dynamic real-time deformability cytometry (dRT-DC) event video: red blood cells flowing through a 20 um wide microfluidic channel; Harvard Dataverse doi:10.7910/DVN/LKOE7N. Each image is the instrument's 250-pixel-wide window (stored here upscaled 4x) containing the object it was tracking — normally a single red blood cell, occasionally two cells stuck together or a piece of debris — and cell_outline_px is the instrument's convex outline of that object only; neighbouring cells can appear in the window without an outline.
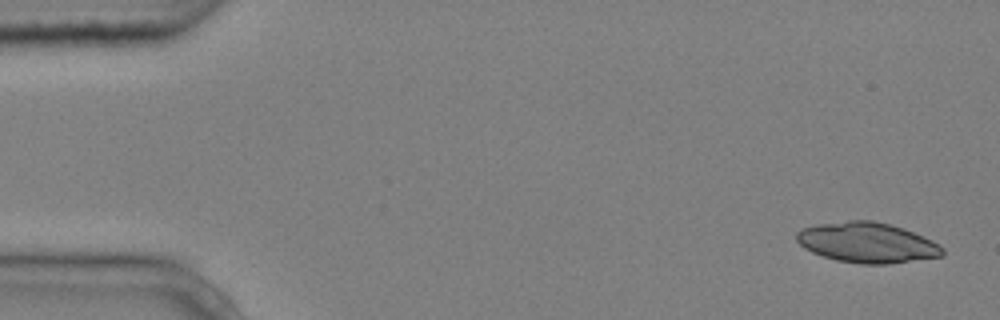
{"species": "common noctule bat (a hibernating species)", "species_latin": "Nyctalus noctula", "temperature_condition": "cold", "stored_images_in_passage": 4, "camera_frame_rate_fps": 3000, "um_per_image_px": 0.085, "animal": {"sex": "male", "body_mass_g": 20.4}, "frame": {"image": 1, "passage_image": 1, "time_ms": 0.0, "image_size_px": [1000, 320], "cell_outline_px": [[944, 256], [888, 264], [860, 264], [836, 260], [812, 252], [804, 248], [796, 240], [796, 232], [800, 228], [816, 224], [848, 220], [872, 220], [904, 228], [932, 240], [940, 244], [944, 248]], "centroid_in_image_um": [73.71, 20.62], "position_along_channel_um": 11.3, "area_um2": 34.51}}